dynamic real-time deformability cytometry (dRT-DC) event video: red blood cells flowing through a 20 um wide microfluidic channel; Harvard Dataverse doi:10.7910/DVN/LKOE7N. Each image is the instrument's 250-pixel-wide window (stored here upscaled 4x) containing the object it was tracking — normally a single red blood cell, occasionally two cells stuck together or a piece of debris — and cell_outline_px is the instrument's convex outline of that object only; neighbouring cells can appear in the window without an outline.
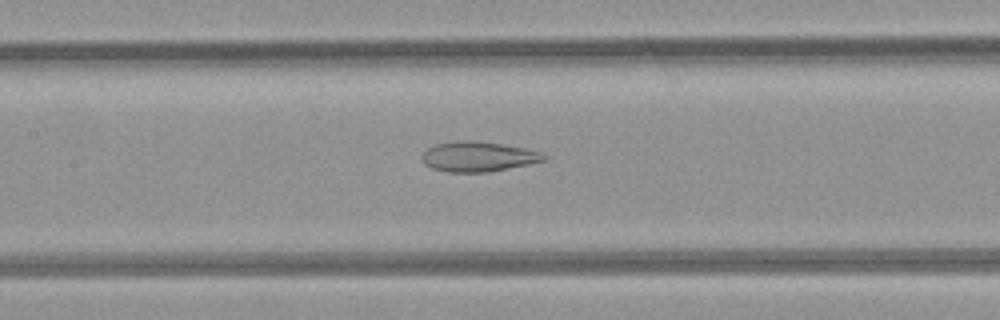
{"species": "common noctule bat (a hibernating species)", "species_latin": "Nyctalus noctula", "temperature_condition": "room temperature", "stored_images_in_passage": 5, "camera_frame_rate_fps": 3000, "um_per_image_px": 0.085, "animal": {"sex": "female", "body_mass_g": 21.9}, "frame": {"image": 1, "passage_image": 5, "time_ms": 4.667, "image_size_px": [1000, 320], "cell_outline_px": [[548, 160], [488, 172], [448, 172], [432, 168], [424, 164], [420, 156], [428, 148], [436, 144], [464, 140], [468, 140], [500, 144], [524, 148], [540, 152], [548, 156]], "centroid_in_image_um": [40.64, 13.32], "position_along_channel_um": 166.8, "area_um2": 21.15}}